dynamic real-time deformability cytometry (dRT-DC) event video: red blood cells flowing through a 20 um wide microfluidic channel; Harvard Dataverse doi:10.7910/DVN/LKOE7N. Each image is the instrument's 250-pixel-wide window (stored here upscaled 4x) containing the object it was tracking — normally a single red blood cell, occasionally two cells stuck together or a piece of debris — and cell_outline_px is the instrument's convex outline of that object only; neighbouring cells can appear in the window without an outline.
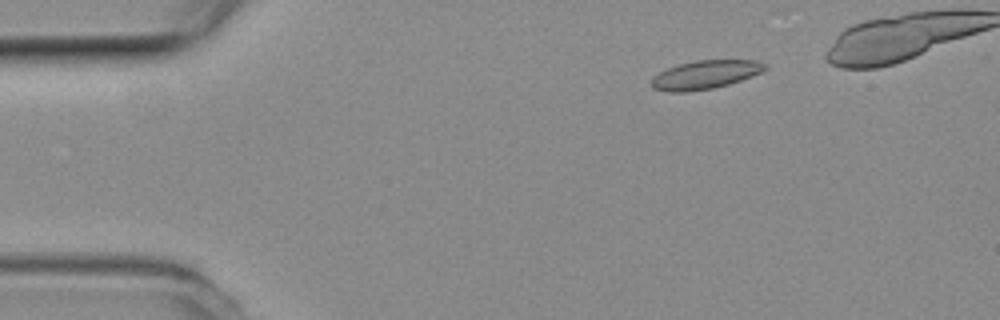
{"species": "common noctule bat (a hibernating species)", "species_latin": "Nyctalus noctula", "temperature_condition": "room temperature", "stored_images_in_passage": 14, "camera_frame_rate_fps": 3000, "um_per_image_px": 0.085, "animal": {"sex": "female", "body_mass_g": 19.3, "forearm_length_mm": 54.1}, "frame": {"image": 1, "passage_image": 8, "time_ms": 2.333, "image_size_px": [1000, 320], "cell_outline_px": [[768, 68], [752, 76], [728, 84], [712, 88], [688, 92], [668, 92], [652, 88], [652, 76], [668, 68], [680, 64], [696, 60], [756, 60], [768, 64]], "centroid_in_image_um": [59.95, 6.35], "position_along_channel_um": 25.1, "area_um2": 18.84}}